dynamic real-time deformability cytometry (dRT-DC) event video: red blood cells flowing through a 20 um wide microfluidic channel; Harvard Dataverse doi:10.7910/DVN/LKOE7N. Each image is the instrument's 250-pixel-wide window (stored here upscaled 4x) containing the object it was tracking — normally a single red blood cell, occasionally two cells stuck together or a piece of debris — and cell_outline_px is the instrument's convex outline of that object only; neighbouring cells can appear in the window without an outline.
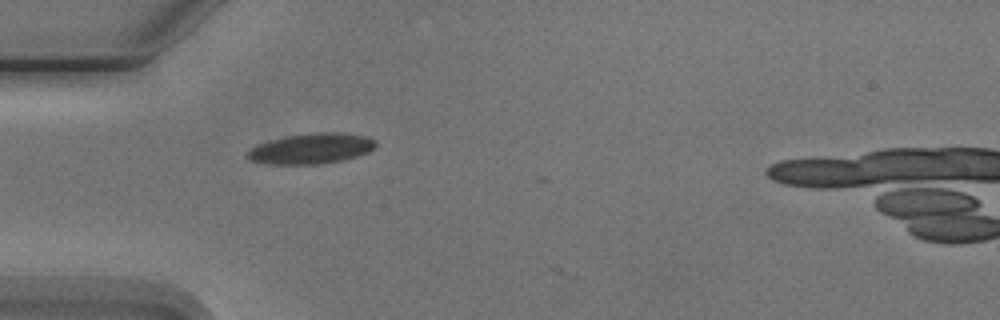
{"species": "Egyptian fruit bat (a non-hibernating species)", "species_latin": "Rousettus aegyptiacus", "temperature_condition": "cold", "stored_images_in_passage": 2, "camera_frame_rate_fps": 3000, "um_per_image_px": 0.085, "animal": {"sex": "male"}, "frame": {"image": 1, "passage_image": 1, "time_ms": 0.0, "image_size_px": [1000, 320], "cell_outline_px": [[376, 144], [368, 152], [340, 160], [320, 164], [268, 164], [248, 160], [248, 152], [256, 144], [268, 140], [288, 136], [312, 132], [344, 132], [368, 136], [376, 140]], "centroid_in_image_um": [26.45, 12.61], "position_along_channel_um": 58.6, "area_um2": 22.77}}